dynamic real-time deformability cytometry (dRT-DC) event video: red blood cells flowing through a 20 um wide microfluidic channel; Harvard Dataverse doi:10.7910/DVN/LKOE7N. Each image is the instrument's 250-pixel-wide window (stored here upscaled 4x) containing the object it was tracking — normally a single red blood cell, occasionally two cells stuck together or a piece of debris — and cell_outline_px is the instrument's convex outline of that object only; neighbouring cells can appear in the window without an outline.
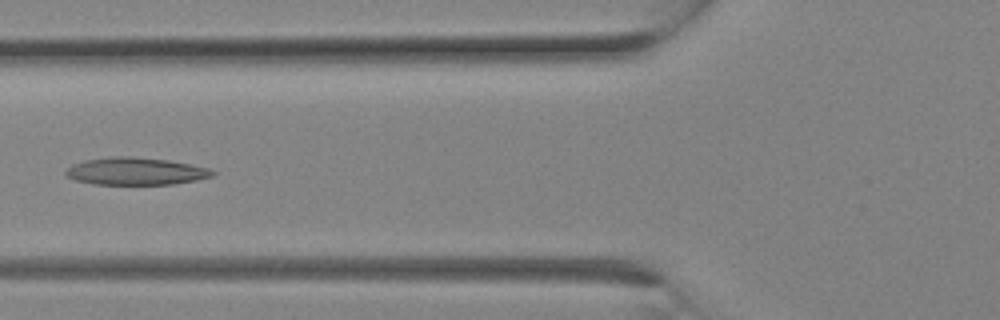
{"species": "Egyptian fruit bat (a non-hibernating species)", "species_latin": "Rousettus aegyptiacus", "temperature_condition": "room temperature", "stored_images_in_passage": 10, "camera_frame_rate_fps": 3000, "um_per_image_px": 0.085, "animal": {"sex": "female"}, "frame": {"image": 1, "passage_image": 9, "time_ms": 2.667, "image_size_px": [1000, 320], "cell_outline_px": [[216, 172], [212, 176], [196, 180], [172, 184], [92, 184], [76, 180], [68, 176], [64, 172], [72, 164], [84, 160], [112, 156], [132, 156], [168, 160], [208, 168]], "centroid_in_image_um": [11.51, 14.55], "position_along_channel_um": 114.3, "area_um2": 23.29}}